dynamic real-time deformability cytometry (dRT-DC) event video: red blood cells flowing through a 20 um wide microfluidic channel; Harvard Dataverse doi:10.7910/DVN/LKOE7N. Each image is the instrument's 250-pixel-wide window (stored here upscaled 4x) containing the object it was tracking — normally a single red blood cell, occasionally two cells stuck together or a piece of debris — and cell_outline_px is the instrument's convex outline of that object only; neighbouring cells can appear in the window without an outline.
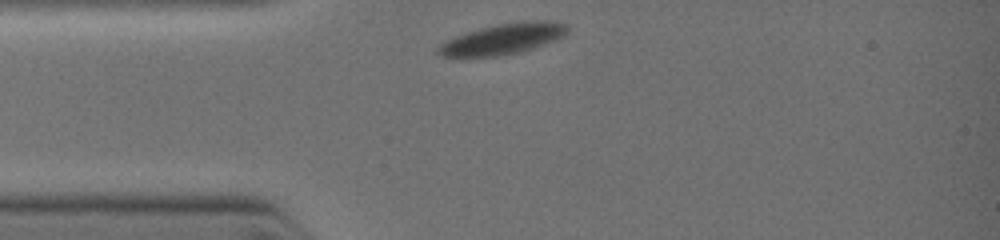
{"species": "common noctule bat (a hibernating species)", "species_latin": "Nyctalus noctula", "temperature_condition": "warm", "stored_images_in_passage": 4, "camera_frame_rate_fps": 3000, "um_per_image_px": 0.085, "animal": {"sex": "female", "body_mass_g": 19.0, "forearm_length_mm": 51.5}, "frame": {"image": 1, "passage_image": 1, "time_ms": 0.0, "image_size_px": [1000, 240], "cell_outline_px": [[568, 28], [560, 36], [552, 40], [532, 48], [516, 52], [496, 56], [444, 56], [436, 52], [436, 48], [444, 40], [480, 28], [496, 24], [528, 20], [536, 20], [568, 24]], "centroid_in_image_um": [42.67, 3.3], "position_along_channel_um": 42.3, "area_um2": 22.43}}